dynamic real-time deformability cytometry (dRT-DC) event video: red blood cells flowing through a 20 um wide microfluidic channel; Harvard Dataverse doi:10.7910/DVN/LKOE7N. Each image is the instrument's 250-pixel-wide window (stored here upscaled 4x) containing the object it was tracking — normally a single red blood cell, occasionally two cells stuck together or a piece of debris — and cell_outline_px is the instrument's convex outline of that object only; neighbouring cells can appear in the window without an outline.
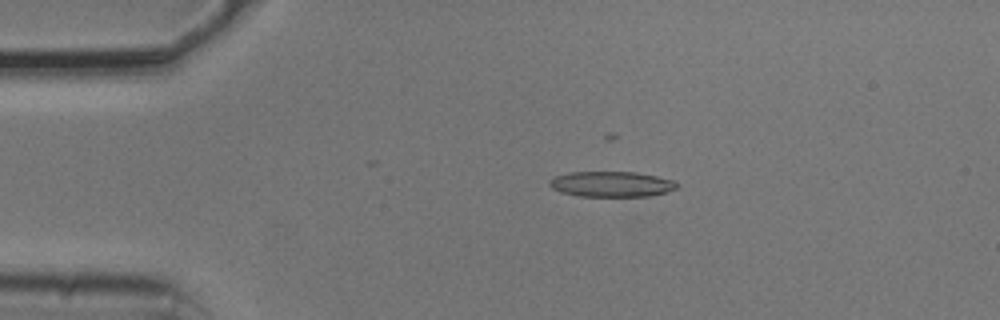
{"species": "common noctule bat (a hibernating species)", "species_latin": "Nyctalus noctula", "temperature_condition": "cold", "stored_images_in_passage": 7, "camera_frame_rate_fps": 3000, "um_per_image_px": 0.085, "animal": {"sex": "male", "body_mass_g": 20.5, "forearm_length_mm": 52.5}, "frame": {"image": 1, "passage_image": 1, "time_ms": 0.0, "image_size_px": [1000, 320], "cell_outline_px": [[680, 188], [648, 196], [580, 196], [560, 192], [552, 188], [548, 184], [548, 180], [556, 176], [568, 172], [636, 172], [676, 180], [680, 184]], "centroid_in_image_um": [52.0, 15.64], "position_along_channel_um": 33.0, "area_um2": 19.07}}